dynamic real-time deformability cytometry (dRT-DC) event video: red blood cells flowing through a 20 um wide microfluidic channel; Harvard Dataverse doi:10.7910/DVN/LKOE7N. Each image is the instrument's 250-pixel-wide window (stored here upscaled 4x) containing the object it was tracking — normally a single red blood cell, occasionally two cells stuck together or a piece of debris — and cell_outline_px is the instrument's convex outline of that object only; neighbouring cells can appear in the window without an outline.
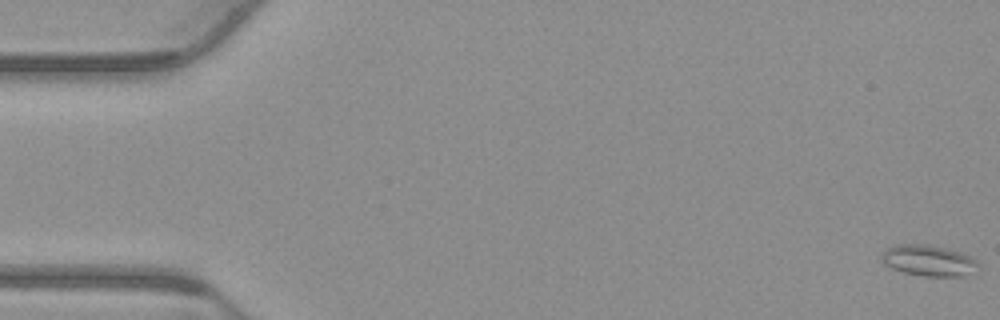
{"species": "common noctule bat (a hibernating species)", "species_latin": "Nyctalus noctula", "temperature_condition": "warm", "stored_images_in_passage": 56, "camera_frame_rate_fps": 3000, "um_per_image_px": 0.085, "animal": {"sex": "male", "body_mass_g": 23.1, "forearm_length_mm": 52.7}, "frame": {"image": 1, "passage_image": 1, "time_ms": 0.0, "image_size_px": [1000, 320], "cell_outline_px": [[980, 264], [964, 276], [924, 276], [904, 272], [892, 268], [884, 264], [880, 260], [880, 252], [884, 248], [896, 244], [928, 244], [960, 252], [976, 260]], "centroid_in_image_um": [78.83, 22.12], "position_along_channel_um": 6.2, "area_um2": 17.46}}
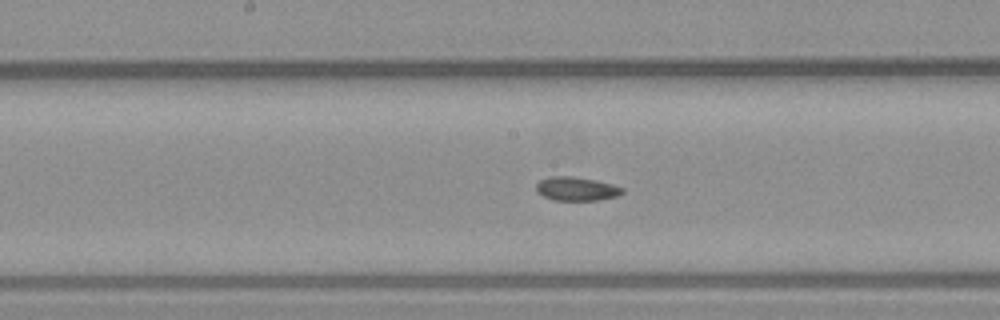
{"frame": {"image": 2, "passage_image": 28, "time_ms": 9.0, "image_size_px": [1000, 320], "cell_outline_px": [[624, 192], [616, 196], [596, 200], [552, 200], [536, 192], [536, 184], [540, 180], [548, 176], [572, 176], [596, 180], [612, 184], [624, 188]], "centroid_in_image_um": [48.97, 16.04], "position_along_channel_um": 199.2, "area_um2": 11.96}}
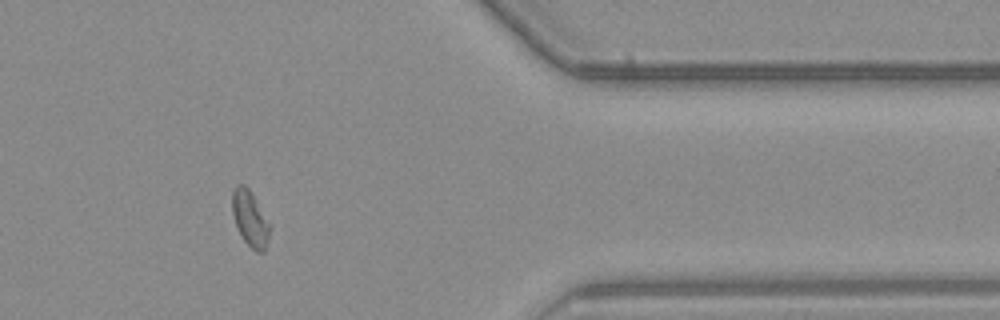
{"frame": {"image": 3, "passage_image": 45, "time_ms": 14.667, "image_size_px": [1000, 320], "cell_outline_px": [[272, 224], [268, 240], [264, 252], [256, 252], [244, 240], [236, 228], [232, 212], [232, 188], [236, 184], [244, 184], [248, 188]], "centroid_in_image_um": [21.26, 18.57], "position_along_channel_um": 390.1, "area_um2": 12.48}, "authors_computed_cell_mechanics": {"area_um2": 12.3981, "velocity_mm_per_s": 3.8189, "shape_relaxation_time_tau1_ms": 4.6338, "shape_relaxation_time_tau2_ms": 1.8248, "deformation_change_tau1": 0.1093, "deformation_change_tau2": 0.0633}}